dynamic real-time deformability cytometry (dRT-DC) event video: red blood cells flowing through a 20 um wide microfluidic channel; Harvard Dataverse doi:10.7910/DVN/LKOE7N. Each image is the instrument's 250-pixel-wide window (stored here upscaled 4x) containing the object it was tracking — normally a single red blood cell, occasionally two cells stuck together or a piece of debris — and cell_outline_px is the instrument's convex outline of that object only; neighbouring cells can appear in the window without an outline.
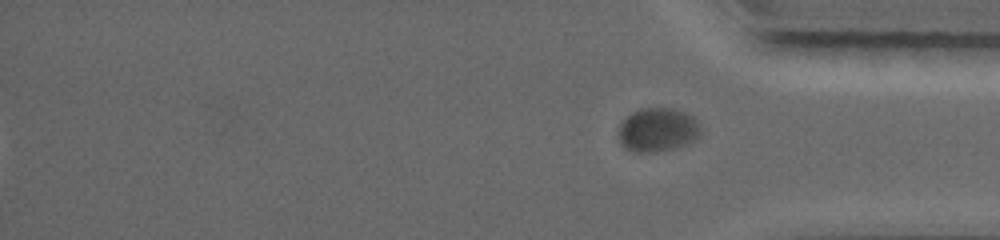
{"species": "common noctule bat (a hibernating species)", "species_latin": "Nyctalus noctula", "temperature_condition": "warm", "stored_images_in_passage": 35, "segment_of_instrument_passage": [2, 2], "camera_frame_rate_fps": 5000, "um_per_image_px": 0.085, "animal": {"sex": "female", "body_mass_g": 19.0, "forearm_length_mm": 56.7}, "frame": {"image": 1, "passage_image": 35, "time_ms": 15.4, "image_size_px": [1000, 240], "cell_outline_px": [[700, 136], [696, 140], [688, 144], [656, 152], [636, 152], [624, 148], [620, 144], [620, 124], [632, 112], [644, 108], [672, 108], [684, 112], [692, 116], [696, 120], [700, 128]], "centroid_in_image_um": [55.92, 11.04], "position_along_channel_um": 379.3, "area_um2": 20.87}}